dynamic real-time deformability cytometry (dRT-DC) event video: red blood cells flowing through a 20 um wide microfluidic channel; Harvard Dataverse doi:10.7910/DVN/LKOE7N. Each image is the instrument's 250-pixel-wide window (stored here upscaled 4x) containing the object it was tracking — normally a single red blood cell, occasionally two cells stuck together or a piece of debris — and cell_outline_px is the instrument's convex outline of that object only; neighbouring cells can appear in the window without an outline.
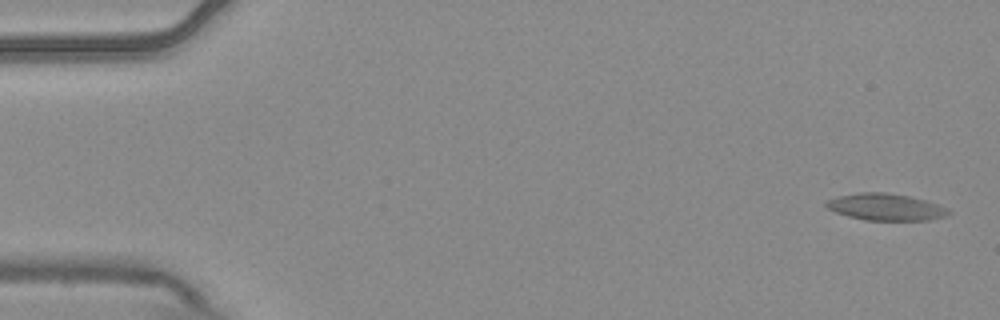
{"species": "common noctule bat (a hibernating species)", "species_latin": "Nyctalus noctula", "temperature_condition": "warm", "stored_images_in_passage": 5, "camera_frame_rate_fps": 3000, "um_per_image_px": 0.085, "animal": {"sex": "male", "body_mass_g": 20.4}, "frame": {"image": 1, "passage_image": 1, "time_ms": 0.0, "image_size_px": [1000, 320], "cell_outline_px": [[952, 212], [944, 216], [928, 220], [864, 220], [848, 216], [836, 212], [828, 208], [824, 204], [824, 200], [840, 196], [860, 192], [884, 192], [908, 196], [924, 200], [948, 208]], "centroid_in_image_um": [75.25, 17.59], "position_along_channel_um": 9.7, "area_um2": 18.96}}
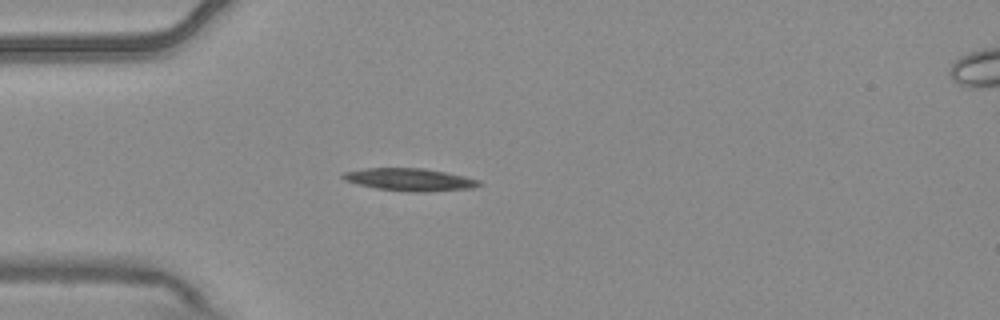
{"frame": {"image": 2, "passage_image": 4, "time_ms": 1.0, "image_size_px": [1000, 320], "cell_outline_px": [[480, 184], [472, 188], [424, 192], [408, 192], [376, 188], [344, 180], [340, 176], [344, 172], [364, 168], [424, 168], [464, 176], [480, 180]], "centroid_in_image_um": [34.8, 15.26], "position_along_channel_um": 50.2, "area_um2": 17.74}}